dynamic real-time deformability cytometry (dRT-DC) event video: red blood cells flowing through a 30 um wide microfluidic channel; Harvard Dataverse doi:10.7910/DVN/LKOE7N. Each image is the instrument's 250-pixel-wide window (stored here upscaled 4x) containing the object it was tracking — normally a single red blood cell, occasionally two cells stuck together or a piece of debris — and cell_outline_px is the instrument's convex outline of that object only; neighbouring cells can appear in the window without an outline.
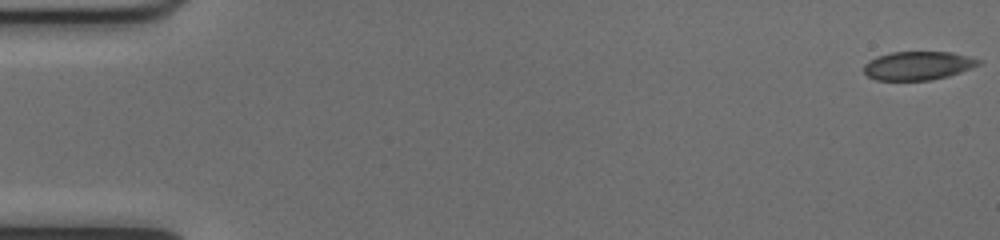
{"species": "common noctule bat (a hibernating species)", "species_latin": "Nyctalus noctula", "temperature_condition": "cold", "stored_images_in_passage": 52, "camera_frame_rate_fps": 3000, "um_per_image_px": 0.085, "animal": {"sex": "female", "body_mass_g": 17.0, "forearm_length_mm": 48.0}, "frame": {"image": 1, "passage_image": 1, "time_ms": 0.0, "image_size_px": [1000, 240], "cell_outline_px": [[984, 60], [980, 64], [972, 68], [948, 76], [932, 80], [876, 80], [868, 76], [864, 72], [864, 64], [868, 60], [876, 56], [892, 52], [952, 52]], "centroid_in_image_um": [78.04, 5.57], "position_along_channel_um": 7.0, "area_um2": 19.25}}
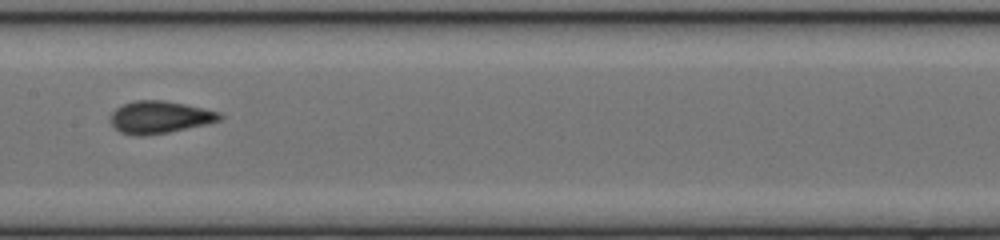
{"frame": {"image": 2, "passage_image": 27, "time_ms": 8.667, "image_size_px": [1000, 240], "cell_outline_px": [[224, 116], [220, 120], [208, 124], [168, 132], [144, 136], [136, 136], [120, 132], [112, 124], [112, 112], [116, 108], [124, 104], [136, 100], [164, 100], [184, 104], [220, 112]], "centroid_in_image_um": [13.6, 9.96], "position_along_channel_um": 193.8, "area_um2": 20.46}}
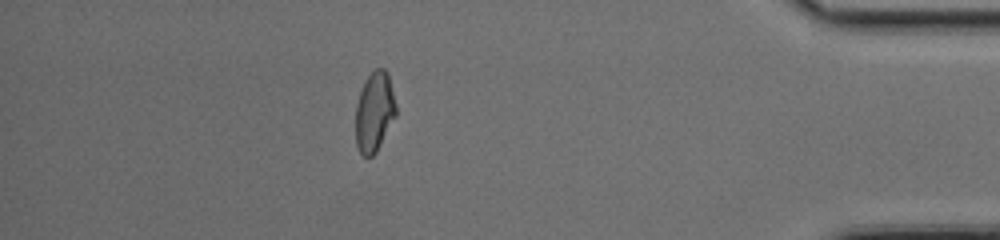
{"frame": {"image": 3, "passage_image": 46, "time_ms": 15.0, "image_size_px": [1000, 240], "cell_outline_px": [[396, 116], [376, 152], [372, 156], [364, 156], [360, 152], [356, 144], [356, 104], [364, 80], [376, 68], [384, 68], [388, 72], [396, 104]], "centroid_in_image_um": [31.83, 9.48], "position_along_channel_um": 403.4, "area_um2": 18.79}, "authors_computed_cell_mechanics": {"area_um2": 19.8832, "velocity_mm_per_s": 4.0199, "shape_relaxation_time_tau1_ms": 6.1819, "shape_relaxation_time_tau2_ms": 1.2558, "deformation_change_tau1": 0.1507, "deformation_change_tau2": 0.0564}}